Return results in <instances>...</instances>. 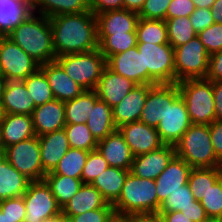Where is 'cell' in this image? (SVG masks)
<instances>
[{
	"label": "cell",
	"instance_id": "52a82bcc",
	"mask_svg": "<svg viewBox=\"0 0 222 222\" xmlns=\"http://www.w3.org/2000/svg\"><path fill=\"white\" fill-rule=\"evenodd\" d=\"M192 125L178 84H166V112L156 130L164 144L175 145Z\"/></svg>",
	"mask_w": 222,
	"mask_h": 222
},
{
	"label": "cell",
	"instance_id": "2e32d148",
	"mask_svg": "<svg viewBox=\"0 0 222 222\" xmlns=\"http://www.w3.org/2000/svg\"><path fill=\"white\" fill-rule=\"evenodd\" d=\"M192 167L183 159L175 156L161 174L155 179L156 194L158 201L162 202L170 193L181 189V186L188 183Z\"/></svg>",
	"mask_w": 222,
	"mask_h": 222
},
{
	"label": "cell",
	"instance_id": "d4e9b609",
	"mask_svg": "<svg viewBox=\"0 0 222 222\" xmlns=\"http://www.w3.org/2000/svg\"><path fill=\"white\" fill-rule=\"evenodd\" d=\"M0 128L5 148L36 136L31 115L1 114Z\"/></svg>",
	"mask_w": 222,
	"mask_h": 222
},
{
	"label": "cell",
	"instance_id": "680465c9",
	"mask_svg": "<svg viewBox=\"0 0 222 222\" xmlns=\"http://www.w3.org/2000/svg\"><path fill=\"white\" fill-rule=\"evenodd\" d=\"M164 222H193L180 211L159 212Z\"/></svg>",
	"mask_w": 222,
	"mask_h": 222
},
{
	"label": "cell",
	"instance_id": "ba28073f",
	"mask_svg": "<svg viewBox=\"0 0 222 222\" xmlns=\"http://www.w3.org/2000/svg\"><path fill=\"white\" fill-rule=\"evenodd\" d=\"M143 55L144 69H148V84L175 83L174 48L170 44L137 42Z\"/></svg>",
	"mask_w": 222,
	"mask_h": 222
},
{
	"label": "cell",
	"instance_id": "5bb4252c",
	"mask_svg": "<svg viewBox=\"0 0 222 222\" xmlns=\"http://www.w3.org/2000/svg\"><path fill=\"white\" fill-rule=\"evenodd\" d=\"M118 130L124 136L134 157L154 151L164 145L156 128L139 120L124 124Z\"/></svg>",
	"mask_w": 222,
	"mask_h": 222
},
{
	"label": "cell",
	"instance_id": "4fadbf2b",
	"mask_svg": "<svg viewBox=\"0 0 222 222\" xmlns=\"http://www.w3.org/2000/svg\"><path fill=\"white\" fill-rule=\"evenodd\" d=\"M175 156V146L164 144L154 151L135 156L130 172L139 178L155 180Z\"/></svg>",
	"mask_w": 222,
	"mask_h": 222
},
{
	"label": "cell",
	"instance_id": "ffe728a7",
	"mask_svg": "<svg viewBox=\"0 0 222 222\" xmlns=\"http://www.w3.org/2000/svg\"><path fill=\"white\" fill-rule=\"evenodd\" d=\"M109 166L130 170L134 156L124 136L117 129L98 141L97 148Z\"/></svg>",
	"mask_w": 222,
	"mask_h": 222
},
{
	"label": "cell",
	"instance_id": "4dcf8cb0",
	"mask_svg": "<svg viewBox=\"0 0 222 222\" xmlns=\"http://www.w3.org/2000/svg\"><path fill=\"white\" fill-rule=\"evenodd\" d=\"M166 112V84L153 85L148 92L139 121L156 128Z\"/></svg>",
	"mask_w": 222,
	"mask_h": 222
},
{
	"label": "cell",
	"instance_id": "003e7915",
	"mask_svg": "<svg viewBox=\"0 0 222 222\" xmlns=\"http://www.w3.org/2000/svg\"><path fill=\"white\" fill-rule=\"evenodd\" d=\"M6 82H7V79L2 74H0V101L2 98V94L4 92Z\"/></svg>",
	"mask_w": 222,
	"mask_h": 222
},
{
	"label": "cell",
	"instance_id": "f1b7e54d",
	"mask_svg": "<svg viewBox=\"0 0 222 222\" xmlns=\"http://www.w3.org/2000/svg\"><path fill=\"white\" fill-rule=\"evenodd\" d=\"M86 125L97 142L117 130L112 108L99 98L95 104H91V113L87 118Z\"/></svg>",
	"mask_w": 222,
	"mask_h": 222
},
{
	"label": "cell",
	"instance_id": "681fc988",
	"mask_svg": "<svg viewBox=\"0 0 222 222\" xmlns=\"http://www.w3.org/2000/svg\"><path fill=\"white\" fill-rule=\"evenodd\" d=\"M189 18L197 34L214 23L211 8H195Z\"/></svg>",
	"mask_w": 222,
	"mask_h": 222
},
{
	"label": "cell",
	"instance_id": "cb8c5ba5",
	"mask_svg": "<svg viewBox=\"0 0 222 222\" xmlns=\"http://www.w3.org/2000/svg\"><path fill=\"white\" fill-rule=\"evenodd\" d=\"M38 139L43 170L51 172L70 148L67 134L62 129L38 136Z\"/></svg>",
	"mask_w": 222,
	"mask_h": 222
},
{
	"label": "cell",
	"instance_id": "9c48e42d",
	"mask_svg": "<svg viewBox=\"0 0 222 222\" xmlns=\"http://www.w3.org/2000/svg\"><path fill=\"white\" fill-rule=\"evenodd\" d=\"M209 56L198 36L174 48L175 83L188 79L206 78Z\"/></svg>",
	"mask_w": 222,
	"mask_h": 222
},
{
	"label": "cell",
	"instance_id": "c3c4849f",
	"mask_svg": "<svg viewBox=\"0 0 222 222\" xmlns=\"http://www.w3.org/2000/svg\"><path fill=\"white\" fill-rule=\"evenodd\" d=\"M0 210L10 218L24 219L26 215V207L23 196L1 200Z\"/></svg>",
	"mask_w": 222,
	"mask_h": 222
},
{
	"label": "cell",
	"instance_id": "6f0895ef",
	"mask_svg": "<svg viewBox=\"0 0 222 222\" xmlns=\"http://www.w3.org/2000/svg\"><path fill=\"white\" fill-rule=\"evenodd\" d=\"M128 222H164L159 212L128 214Z\"/></svg>",
	"mask_w": 222,
	"mask_h": 222
},
{
	"label": "cell",
	"instance_id": "6125c7cd",
	"mask_svg": "<svg viewBox=\"0 0 222 222\" xmlns=\"http://www.w3.org/2000/svg\"><path fill=\"white\" fill-rule=\"evenodd\" d=\"M216 0H192L195 8H211Z\"/></svg>",
	"mask_w": 222,
	"mask_h": 222
},
{
	"label": "cell",
	"instance_id": "277c9868",
	"mask_svg": "<svg viewBox=\"0 0 222 222\" xmlns=\"http://www.w3.org/2000/svg\"><path fill=\"white\" fill-rule=\"evenodd\" d=\"M176 156L192 168L220 167L210 137L209 125L192 124L174 145Z\"/></svg>",
	"mask_w": 222,
	"mask_h": 222
},
{
	"label": "cell",
	"instance_id": "5b68a950",
	"mask_svg": "<svg viewBox=\"0 0 222 222\" xmlns=\"http://www.w3.org/2000/svg\"><path fill=\"white\" fill-rule=\"evenodd\" d=\"M177 84L192 124L210 125L216 120L213 81L188 79Z\"/></svg>",
	"mask_w": 222,
	"mask_h": 222
},
{
	"label": "cell",
	"instance_id": "60d3db41",
	"mask_svg": "<svg viewBox=\"0 0 222 222\" xmlns=\"http://www.w3.org/2000/svg\"><path fill=\"white\" fill-rule=\"evenodd\" d=\"M64 130L67 134L70 148L93 151L97 148V141L85 124H66Z\"/></svg>",
	"mask_w": 222,
	"mask_h": 222
},
{
	"label": "cell",
	"instance_id": "9f6ffc18",
	"mask_svg": "<svg viewBox=\"0 0 222 222\" xmlns=\"http://www.w3.org/2000/svg\"><path fill=\"white\" fill-rule=\"evenodd\" d=\"M215 119L222 121V80L213 81Z\"/></svg>",
	"mask_w": 222,
	"mask_h": 222
},
{
	"label": "cell",
	"instance_id": "f6af8a7d",
	"mask_svg": "<svg viewBox=\"0 0 222 222\" xmlns=\"http://www.w3.org/2000/svg\"><path fill=\"white\" fill-rule=\"evenodd\" d=\"M197 36L209 55L222 50V23H213Z\"/></svg>",
	"mask_w": 222,
	"mask_h": 222
},
{
	"label": "cell",
	"instance_id": "f907efd6",
	"mask_svg": "<svg viewBox=\"0 0 222 222\" xmlns=\"http://www.w3.org/2000/svg\"><path fill=\"white\" fill-rule=\"evenodd\" d=\"M194 10L192 0H172L168 6L166 18L190 17Z\"/></svg>",
	"mask_w": 222,
	"mask_h": 222
},
{
	"label": "cell",
	"instance_id": "91938a15",
	"mask_svg": "<svg viewBox=\"0 0 222 222\" xmlns=\"http://www.w3.org/2000/svg\"><path fill=\"white\" fill-rule=\"evenodd\" d=\"M146 0H123V8L139 13Z\"/></svg>",
	"mask_w": 222,
	"mask_h": 222
},
{
	"label": "cell",
	"instance_id": "d6986e66",
	"mask_svg": "<svg viewBox=\"0 0 222 222\" xmlns=\"http://www.w3.org/2000/svg\"><path fill=\"white\" fill-rule=\"evenodd\" d=\"M33 128L36 136L64 129V102L54 99L37 106L32 112Z\"/></svg>",
	"mask_w": 222,
	"mask_h": 222
},
{
	"label": "cell",
	"instance_id": "6da1fadb",
	"mask_svg": "<svg viewBox=\"0 0 222 222\" xmlns=\"http://www.w3.org/2000/svg\"><path fill=\"white\" fill-rule=\"evenodd\" d=\"M56 57L99 48L97 18L92 11L50 17Z\"/></svg>",
	"mask_w": 222,
	"mask_h": 222
},
{
	"label": "cell",
	"instance_id": "7bdbcfd3",
	"mask_svg": "<svg viewBox=\"0 0 222 222\" xmlns=\"http://www.w3.org/2000/svg\"><path fill=\"white\" fill-rule=\"evenodd\" d=\"M194 200L193 193L188 184L181 186L162 202L158 212L181 211L192 204Z\"/></svg>",
	"mask_w": 222,
	"mask_h": 222
},
{
	"label": "cell",
	"instance_id": "9a60e30c",
	"mask_svg": "<svg viewBox=\"0 0 222 222\" xmlns=\"http://www.w3.org/2000/svg\"><path fill=\"white\" fill-rule=\"evenodd\" d=\"M106 66L113 72L131 79L137 85L148 84V69H144L143 55L137 46L111 55L106 60Z\"/></svg>",
	"mask_w": 222,
	"mask_h": 222
},
{
	"label": "cell",
	"instance_id": "30bf717a",
	"mask_svg": "<svg viewBox=\"0 0 222 222\" xmlns=\"http://www.w3.org/2000/svg\"><path fill=\"white\" fill-rule=\"evenodd\" d=\"M4 157L15 169L31 181L44 180L46 172L43 170L41 163L38 136L6 147Z\"/></svg>",
	"mask_w": 222,
	"mask_h": 222
},
{
	"label": "cell",
	"instance_id": "4316f807",
	"mask_svg": "<svg viewBox=\"0 0 222 222\" xmlns=\"http://www.w3.org/2000/svg\"><path fill=\"white\" fill-rule=\"evenodd\" d=\"M31 14L32 0H0V36L9 34Z\"/></svg>",
	"mask_w": 222,
	"mask_h": 222
},
{
	"label": "cell",
	"instance_id": "e0dca14e",
	"mask_svg": "<svg viewBox=\"0 0 222 222\" xmlns=\"http://www.w3.org/2000/svg\"><path fill=\"white\" fill-rule=\"evenodd\" d=\"M153 85H136L117 105L112 108L113 119L118 129L124 124L138 121L149 89Z\"/></svg>",
	"mask_w": 222,
	"mask_h": 222
},
{
	"label": "cell",
	"instance_id": "ac0fdd59",
	"mask_svg": "<svg viewBox=\"0 0 222 222\" xmlns=\"http://www.w3.org/2000/svg\"><path fill=\"white\" fill-rule=\"evenodd\" d=\"M136 85L131 79L113 72L106 66L95 88V92L99 99L113 108L129 94Z\"/></svg>",
	"mask_w": 222,
	"mask_h": 222
},
{
	"label": "cell",
	"instance_id": "db71d44e",
	"mask_svg": "<svg viewBox=\"0 0 222 222\" xmlns=\"http://www.w3.org/2000/svg\"><path fill=\"white\" fill-rule=\"evenodd\" d=\"M206 79L210 81L222 80V50L209 56V69Z\"/></svg>",
	"mask_w": 222,
	"mask_h": 222
},
{
	"label": "cell",
	"instance_id": "d590c367",
	"mask_svg": "<svg viewBox=\"0 0 222 222\" xmlns=\"http://www.w3.org/2000/svg\"><path fill=\"white\" fill-rule=\"evenodd\" d=\"M136 34L137 42H148L157 45L169 44L164 20L139 18Z\"/></svg>",
	"mask_w": 222,
	"mask_h": 222
},
{
	"label": "cell",
	"instance_id": "11a10c76",
	"mask_svg": "<svg viewBox=\"0 0 222 222\" xmlns=\"http://www.w3.org/2000/svg\"><path fill=\"white\" fill-rule=\"evenodd\" d=\"M185 216H187L193 222H202L208 218L204 207L201 205L199 200H193L192 204L181 211Z\"/></svg>",
	"mask_w": 222,
	"mask_h": 222
},
{
	"label": "cell",
	"instance_id": "83f0119b",
	"mask_svg": "<svg viewBox=\"0 0 222 222\" xmlns=\"http://www.w3.org/2000/svg\"><path fill=\"white\" fill-rule=\"evenodd\" d=\"M30 182L4 156L0 157V201L23 196Z\"/></svg>",
	"mask_w": 222,
	"mask_h": 222
},
{
	"label": "cell",
	"instance_id": "3957f363",
	"mask_svg": "<svg viewBox=\"0 0 222 222\" xmlns=\"http://www.w3.org/2000/svg\"><path fill=\"white\" fill-rule=\"evenodd\" d=\"M113 207L115 213L121 215L158 212L161 203L156 194L155 180L139 178L129 172Z\"/></svg>",
	"mask_w": 222,
	"mask_h": 222
},
{
	"label": "cell",
	"instance_id": "e7e4bbea",
	"mask_svg": "<svg viewBox=\"0 0 222 222\" xmlns=\"http://www.w3.org/2000/svg\"><path fill=\"white\" fill-rule=\"evenodd\" d=\"M24 219H13L0 210V222H23Z\"/></svg>",
	"mask_w": 222,
	"mask_h": 222
},
{
	"label": "cell",
	"instance_id": "44dd1931",
	"mask_svg": "<svg viewBox=\"0 0 222 222\" xmlns=\"http://www.w3.org/2000/svg\"><path fill=\"white\" fill-rule=\"evenodd\" d=\"M96 18L98 35H120L136 32L139 15L123 8L102 12Z\"/></svg>",
	"mask_w": 222,
	"mask_h": 222
},
{
	"label": "cell",
	"instance_id": "b9f144b4",
	"mask_svg": "<svg viewBox=\"0 0 222 222\" xmlns=\"http://www.w3.org/2000/svg\"><path fill=\"white\" fill-rule=\"evenodd\" d=\"M200 203L208 217L222 218V176L201 195Z\"/></svg>",
	"mask_w": 222,
	"mask_h": 222
},
{
	"label": "cell",
	"instance_id": "8fae6325",
	"mask_svg": "<svg viewBox=\"0 0 222 222\" xmlns=\"http://www.w3.org/2000/svg\"><path fill=\"white\" fill-rule=\"evenodd\" d=\"M26 215L23 222H43L62 213V208L45 180L31 181L23 194Z\"/></svg>",
	"mask_w": 222,
	"mask_h": 222
},
{
	"label": "cell",
	"instance_id": "7a4b0ae2",
	"mask_svg": "<svg viewBox=\"0 0 222 222\" xmlns=\"http://www.w3.org/2000/svg\"><path fill=\"white\" fill-rule=\"evenodd\" d=\"M6 36L40 65L55 61L53 30L49 17L33 13Z\"/></svg>",
	"mask_w": 222,
	"mask_h": 222
},
{
	"label": "cell",
	"instance_id": "ab89813d",
	"mask_svg": "<svg viewBox=\"0 0 222 222\" xmlns=\"http://www.w3.org/2000/svg\"><path fill=\"white\" fill-rule=\"evenodd\" d=\"M168 42L176 48L197 36L189 17L166 18Z\"/></svg>",
	"mask_w": 222,
	"mask_h": 222
},
{
	"label": "cell",
	"instance_id": "bcb514c9",
	"mask_svg": "<svg viewBox=\"0 0 222 222\" xmlns=\"http://www.w3.org/2000/svg\"><path fill=\"white\" fill-rule=\"evenodd\" d=\"M172 0H146L138 13L139 18L164 20Z\"/></svg>",
	"mask_w": 222,
	"mask_h": 222
},
{
	"label": "cell",
	"instance_id": "94428289",
	"mask_svg": "<svg viewBox=\"0 0 222 222\" xmlns=\"http://www.w3.org/2000/svg\"><path fill=\"white\" fill-rule=\"evenodd\" d=\"M214 23H222V0H216L211 6Z\"/></svg>",
	"mask_w": 222,
	"mask_h": 222
},
{
	"label": "cell",
	"instance_id": "8d00e7d4",
	"mask_svg": "<svg viewBox=\"0 0 222 222\" xmlns=\"http://www.w3.org/2000/svg\"><path fill=\"white\" fill-rule=\"evenodd\" d=\"M98 43L100 52L107 60L111 55L137 46V34L136 32H126L120 35H98Z\"/></svg>",
	"mask_w": 222,
	"mask_h": 222
},
{
	"label": "cell",
	"instance_id": "7402d4cb",
	"mask_svg": "<svg viewBox=\"0 0 222 222\" xmlns=\"http://www.w3.org/2000/svg\"><path fill=\"white\" fill-rule=\"evenodd\" d=\"M40 69L45 73L55 99L65 102L76 98L84 91L56 61L40 65Z\"/></svg>",
	"mask_w": 222,
	"mask_h": 222
},
{
	"label": "cell",
	"instance_id": "ee69618b",
	"mask_svg": "<svg viewBox=\"0 0 222 222\" xmlns=\"http://www.w3.org/2000/svg\"><path fill=\"white\" fill-rule=\"evenodd\" d=\"M108 167L107 161L97 149L89 151L81 174L83 184H92L96 177Z\"/></svg>",
	"mask_w": 222,
	"mask_h": 222
},
{
	"label": "cell",
	"instance_id": "7c38bea8",
	"mask_svg": "<svg viewBox=\"0 0 222 222\" xmlns=\"http://www.w3.org/2000/svg\"><path fill=\"white\" fill-rule=\"evenodd\" d=\"M40 64L7 36H0V70L7 81L26 79Z\"/></svg>",
	"mask_w": 222,
	"mask_h": 222
},
{
	"label": "cell",
	"instance_id": "f35d334b",
	"mask_svg": "<svg viewBox=\"0 0 222 222\" xmlns=\"http://www.w3.org/2000/svg\"><path fill=\"white\" fill-rule=\"evenodd\" d=\"M23 81L28 90V96L33 99L36 107L55 99L46 75L40 68Z\"/></svg>",
	"mask_w": 222,
	"mask_h": 222
},
{
	"label": "cell",
	"instance_id": "836d02e7",
	"mask_svg": "<svg viewBox=\"0 0 222 222\" xmlns=\"http://www.w3.org/2000/svg\"><path fill=\"white\" fill-rule=\"evenodd\" d=\"M45 182L51 189L61 208L79 191L83 185L81 178L59 174H45Z\"/></svg>",
	"mask_w": 222,
	"mask_h": 222
},
{
	"label": "cell",
	"instance_id": "7dc6e473",
	"mask_svg": "<svg viewBox=\"0 0 222 222\" xmlns=\"http://www.w3.org/2000/svg\"><path fill=\"white\" fill-rule=\"evenodd\" d=\"M114 214L113 205L107 203L103 208L90 210L80 215L70 216L68 222H108Z\"/></svg>",
	"mask_w": 222,
	"mask_h": 222
},
{
	"label": "cell",
	"instance_id": "484cf974",
	"mask_svg": "<svg viewBox=\"0 0 222 222\" xmlns=\"http://www.w3.org/2000/svg\"><path fill=\"white\" fill-rule=\"evenodd\" d=\"M107 202L92 184H83L79 191L62 207V214L68 219L70 216L103 208Z\"/></svg>",
	"mask_w": 222,
	"mask_h": 222
},
{
	"label": "cell",
	"instance_id": "be15d7a7",
	"mask_svg": "<svg viewBox=\"0 0 222 222\" xmlns=\"http://www.w3.org/2000/svg\"><path fill=\"white\" fill-rule=\"evenodd\" d=\"M108 222H128V214L121 215L115 213Z\"/></svg>",
	"mask_w": 222,
	"mask_h": 222
},
{
	"label": "cell",
	"instance_id": "816d5d0a",
	"mask_svg": "<svg viewBox=\"0 0 222 222\" xmlns=\"http://www.w3.org/2000/svg\"><path fill=\"white\" fill-rule=\"evenodd\" d=\"M210 137L216 157L222 162V121L215 120L209 125Z\"/></svg>",
	"mask_w": 222,
	"mask_h": 222
},
{
	"label": "cell",
	"instance_id": "f5cc1de1",
	"mask_svg": "<svg viewBox=\"0 0 222 222\" xmlns=\"http://www.w3.org/2000/svg\"><path fill=\"white\" fill-rule=\"evenodd\" d=\"M90 10L95 14L123 9V0H89Z\"/></svg>",
	"mask_w": 222,
	"mask_h": 222
},
{
	"label": "cell",
	"instance_id": "74e56055",
	"mask_svg": "<svg viewBox=\"0 0 222 222\" xmlns=\"http://www.w3.org/2000/svg\"><path fill=\"white\" fill-rule=\"evenodd\" d=\"M89 151L69 148L66 154L59 160L53 171L46 174H59L72 178H81Z\"/></svg>",
	"mask_w": 222,
	"mask_h": 222
},
{
	"label": "cell",
	"instance_id": "1f68e13d",
	"mask_svg": "<svg viewBox=\"0 0 222 222\" xmlns=\"http://www.w3.org/2000/svg\"><path fill=\"white\" fill-rule=\"evenodd\" d=\"M33 13L53 17L62 14H78L90 10L89 0H32Z\"/></svg>",
	"mask_w": 222,
	"mask_h": 222
},
{
	"label": "cell",
	"instance_id": "f546056e",
	"mask_svg": "<svg viewBox=\"0 0 222 222\" xmlns=\"http://www.w3.org/2000/svg\"><path fill=\"white\" fill-rule=\"evenodd\" d=\"M130 170L109 166L92 182L104 200L113 205L119 198L125 178Z\"/></svg>",
	"mask_w": 222,
	"mask_h": 222
},
{
	"label": "cell",
	"instance_id": "89a4df30",
	"mask_svg": "<svg viewBox=\"0 0 222 222\" xmlns=\"http://www.w3.org/2000/svg\"><path fill=\"white\" fill-rule=\"evenodd\" d=\"M202 222H222V218H218V217H208L207 219H205Z\"/></svg>",
	"mask_w": 222,
	"mask_h": 222
},
{
	"label": "cell",
	"instance_id": "03108f58",
	"mask_svg": "<svg viewBox=\"0 0 222 222\" xmlns=\"http://www.w3.org/2000/svg\"><path fill=\"white\" fill-rule=\"evenodd\" d=\"M43 222H68V219L61 213L55 217L45 219Z\"/></svg>",
	"mask_w": 222,
	"mask_h": 222
},
{
	"label": "cell",
	"instance_id": "d6a6232c",
	"mask_svg": "<svg viewBox=\"0 0 222 222\" xmlns=\"http://www.w3.org/2000/svg\"><path fill=\"white\" fill-rule=\"evenodd\" d=\"M98 95L95 90H84L72 100L64 102L66 124H85L91 113V104H95Z\"/></svg>",
	"mask_w": 222,
	"mask_h": 222
},
{
	"label": "cell",
	"instance_id": "a7ac6f4b",
	"mask_svg": "<svg viewBox=\"0 0 222 222\" xmlns=\"http://www.w3.org/2000/svg\"><path fill=\"white\" fill-rule=\"evenodd\" d=\"M4 152H5V146L3 143V139H2V135H1V128H0V157L4 156Z\"/></svg>",
	"mask_w": 222,
	"mask_h": 222
},
{
	"label": "cell",
	"instance_id": "603a6c76",
	"mask_svg": "<svg viewBox=\"0 0 222 222\" xmlns=\"http://www.w3.org/2000/svg\"><path fill=\"white\" fill-rule=\"evenodd\" d=\"M35 107L23 80L6 82L0 101L1 114L32 115Z\"/></svg>",
	"mask_w": 222,
	"mask_h": 222
},
{
	"label": "cell",
	"instance_id": "8992f818",
	"mask_svg": "<svg viewBox=\"0 0 222 222\" xmlns=\"http://www.w3.org/2000/svg\"><path fill=\"white\" fill-rule=\"evenodd\" d=\"M55 61L84 90H95L106 67V58L99 48L85 53L61 55Z\"/></svg>",
	"mask_w": 222,
	"mask_h": 222
},
{
	"label": "cell",
	"instance_id": "e575fe53",
	"mask_svg": "<svg viewBox=\"0 0 222 222\" xmlns=\"http://www.w3.org/2000/svg\"><path fill=\"white\" fill-rule=\"evenodd\" d=\"M222 176L220 167L192 168L189 174L188 186L195 200H201V195Z\"/></svg>",
	"mask_w": 222,
	"mask_h": 222
}]
</instances>
